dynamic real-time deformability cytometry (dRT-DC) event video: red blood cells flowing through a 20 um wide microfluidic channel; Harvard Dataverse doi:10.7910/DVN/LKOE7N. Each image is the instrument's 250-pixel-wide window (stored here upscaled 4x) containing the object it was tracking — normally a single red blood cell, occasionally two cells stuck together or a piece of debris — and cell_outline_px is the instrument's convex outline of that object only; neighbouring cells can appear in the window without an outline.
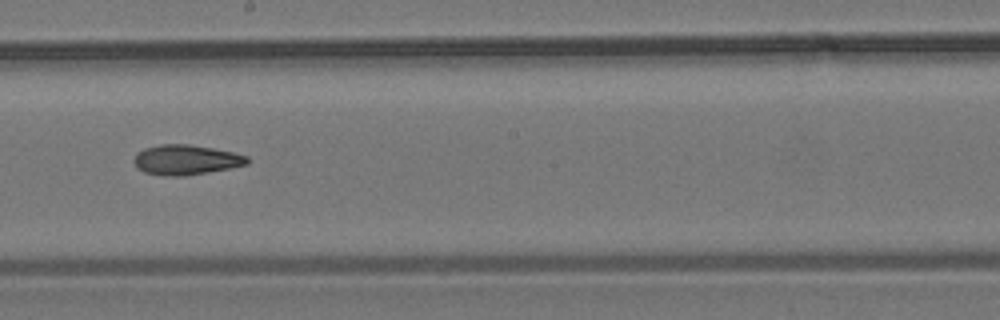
{"species": "common noctule bat (a hibernating species)", "species_latin": "Nyctalus noctula", "temperature_condition": "room temperature", "stored_images_in_passage": 9, "camera_frame_rate_fps": 3000, "um_per_image_px": 0.085, "animal": {"sex": "male", "body_mass_g": 19.2, "forearm_length_mm": 51.8}, "frame": {"image": 1, "passage_image": 7, "time_ms": 10.0, "image_size_px": [1000, 320], "cell_outline_px": [[248, 164], [208, 172], [184, 176], [168, 176], [144, 172], [136, 168], [132, 160], [136, 152], [144, 148], [160, 144], [188, 144], [212, 148], [232, 152], [248, 156]], "centroid_in_image_um": [15.75, 13.58], "position_along_channel_um": 232.5, "area_um2": 19.83}}
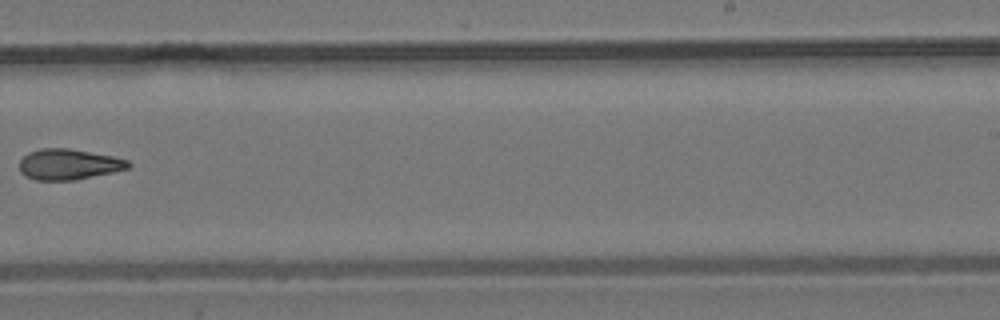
{"frame": {"image": 2, "passage_image": 8, "time_ms": 11.333, "image_size_px": [1000, 320], "cell_outline_px": [[132, 164], [128, 168], [112, 172], [76, 180], [36, 180], [24, 176], [20, 172], [20, 160], [28, 152], [44, 148], [68, 148], [112, 156], [128, 160]], "centroid_in_image_um": [5.82, 13.97], "position_along_channel_um": 283.2, "area_um2": 19.42}}
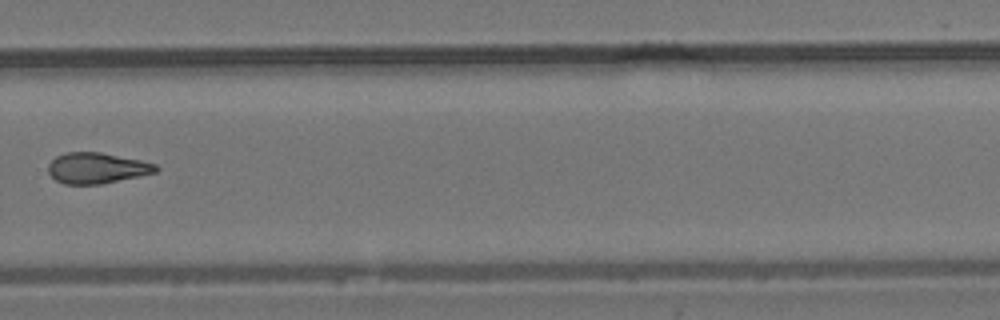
{"frame": {"image": 3, "passage_image": 9, "time_ms": 12.333, "image_size_px": [1000, 320], "cell_outline_px": [[160, 168], [156, 172], [140, 176], [100, 184], [64, 184], [56, 180], [48, 172], [48, 164], [56, 156], [64, 152], [100, 152], [140, 160], [156, 164]], "centroid_in_image_um": [8.22, 14.28], "position_along_channel_um": 321.6, "area_um2": 19.31}}